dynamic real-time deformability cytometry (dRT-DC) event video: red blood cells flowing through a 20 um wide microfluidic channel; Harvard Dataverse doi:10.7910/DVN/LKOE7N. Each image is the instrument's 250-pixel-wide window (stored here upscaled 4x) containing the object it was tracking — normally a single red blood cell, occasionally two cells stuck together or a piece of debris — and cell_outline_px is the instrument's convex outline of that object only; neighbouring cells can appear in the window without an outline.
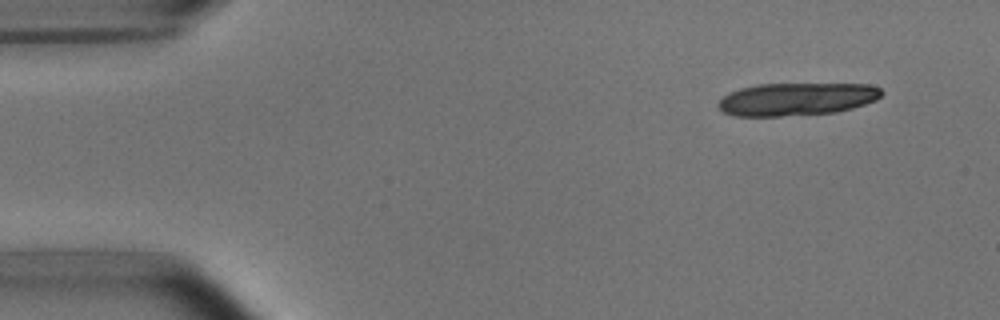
{"species": "common noctule bat (a hibernating species)", "species_latin": "Nyctalus noctula", "temperature_condition": "room temperature", "stored_images_in_passage": 14, "camera_frame_rate_fps": 3000, "um_per_image_px": 0.085, "animal": {"sex": "male", "body_mass_g": 15.6}, "frame": {"image": 1, "passage_image": 1, "time_ms": 0.0, "image_size_px": [1000, 320], "cell_outline_px": [[884, 92], [876, 100], [852, 108], [836, 112], [780, 116], [732, 116], [724, 112], [716, 104], [728, 92], [740, 88], [756, 84], [868, 84], [880, 88]], "centroid_in_image_um": [67.69, 8.42], "position_along_channel_um": 17.3, "area_um2": 31.21}}